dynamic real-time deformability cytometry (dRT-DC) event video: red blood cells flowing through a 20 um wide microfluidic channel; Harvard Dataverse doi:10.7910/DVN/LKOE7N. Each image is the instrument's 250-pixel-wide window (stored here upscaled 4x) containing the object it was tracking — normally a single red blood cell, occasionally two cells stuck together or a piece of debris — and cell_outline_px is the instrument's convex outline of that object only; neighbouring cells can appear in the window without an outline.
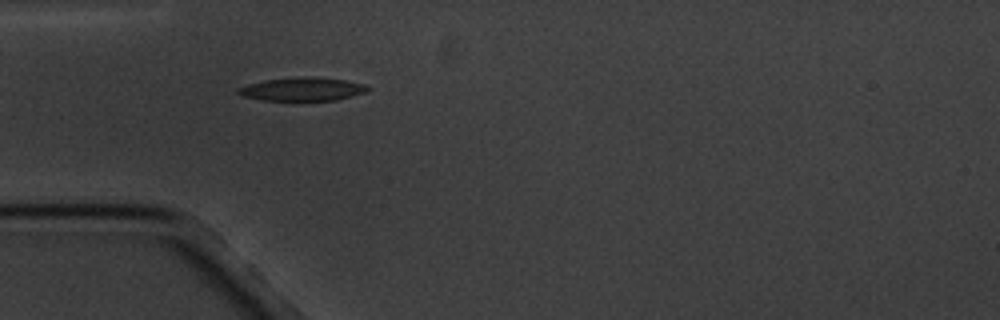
{"species": "common noctule bat (a hibernating species)", "species_latin": "Nyctalus noctula", "temperature_condition": "cold", "stored_images_in_passage": 4, "camera_frame_rate_fps": 3000, "um_per_image_px": 0.085, "animal": {"sex": "male", "body_mass_g": 20.1, "forearm_length_mm": 53.5}, "frame": {"image": 1, "passage_image": 4, "time_ms": 3.333, "image_size_px": [1000, 320], "cell_outline_px": [[372, 88], [364, 92], [352, 96], [336, 100], [264, 100], [240, 96], [236, 92], [236, 88], [248, 84], [264, 80], [300, 76], [308, 76], [344, 80], [368, 84]], "centroid_in_image_um": [25.69, 7.57], "position_along_channel_um": 59.3, "area_um2": 17.8}}